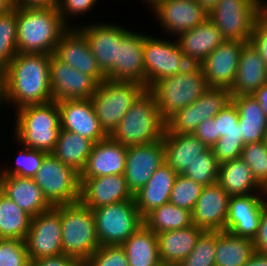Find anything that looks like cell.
<instances>
[{"label": "cell", "mask_w": 267, "mask_h": 266, "mask_svg": "<svg viewBox=\"0 0 267 266\" xmlns=\"http://www.w3.org/2000/svg\"><path fill=\"white\" fill-rule=\"evenodd\" d=\"M50 54L19 53L5 68L8 103L16 109L52 101Z\"/></svg>", "instance_id": "1"}, {"label": "cell", "mask_w": 267, "mask_h": 266, "mask_svg": "<svg viewBox=\"0 0 267 266\" xmlns=\"http://www.w3.org/2000/svg\"><path fill=\"white\" fill-rule=\"evenodd\" d=\"M69 28L55 7H17L18 52L52 55Z\"/></svg>", "instance_id": "2"}, {"label": "cell", "mask_w": 267, "mask_h": 266, "mask_svg": "<svg viewBox=\"0 0 267 266\" xmlns=\"http://www.w3.org/2000/svg\"><path fill=\"white\" fill-rule=\"evenodd\" d=\"M61 129L58 102L21 107L16 112L15 134L24 147L52 153Z\"/></svg>", "instance_id": "3"}, {"label": "cell", "mask_w": 267, "mask_h": 266, "mask_svg": "<svg viewBox=\"0 0 267 266\" xmlns=\"http://www.w3.org/2000/svg\"><path fill=\"white\" fill-rule=\"evenodd\" d=\"M166 133L153 95L146 89L132 104L110 137L125 147L161 140Z\"/></svg>", "instance_id": "4"}, {"label": "cell", "mask_w": 267, "mask_h": 266, "mask_svg": "<svg viewBox=\"0 0 267 266\" xmlns=\"http://www.w3.org/2000/svg\"><path fill=\"white\" fill-rule=\"evenodd\" d=\"M208 87L200 65L190 64L176 75L155 81L147 90L153 95L162 117L167 121L195 102Z\"/></svg>", "instance_id": "5"}, {"label": "cell", "mask_w": 267, "mask_h": 266, "mask_svg": "<svg viewBox=\"0 0 267 266\" xmlns=\"http://www.w3.org/2000/svg\"><path fill=\"white\" fill-rule=\"evenodd\" d=\"M63 254L85 262L101 246L97 237L93 210L80 201L61 205Z\"/></svg>", "instance_id": "6"}, {"label": "cell", "mask_w": 267, "mask_h": 266, "mask_svg": "<svg viewBox=\"0 0 267 266\" xmlns=\"http://www.w3.org/2000/svg\"><path fill=\"white\" fill-rule=\"evenodd\" d=\"M147 88L136 82L105 80L91 96L100 127L107 136L117 128L132 104Z\"/></svg>", "instance_id": "7"}, {"label": "cell", "mask_w": 267, "mask_h": 266, "mask_svg": "<svg viewBox=\"0 0 267 266\" xmlns=\"http://www.w3.org/2000/svg\"><path fill=\"white\" fill-rule=\"evenodd\" d=\"M267 8L263 0H219L208 18L227 41L250 42L257 19Z\"/></svg>", "instance_id": "8"}, {"label": "cell", "mask_w": 267, "mask_h": 266, "mask_svg": "<svg viewBox=\"0 0 267 266\" xmlns=\"http://www.w3.org/2000/svg\"><path fill=\"white\" fill-rule=\"evenodd\" d=\"M45 198L54 207L80 201V173L48 153L33 177Z\"/></svg>", "instance_id": "9"}, {"label": "cell", "mask_w": 267, "mask_h": 266, "mask_svg": "<svg viewBox=\"0 0 267 266\" xmlns=\"http://www.w3.org/2000/svg\"><path fill=\"white\" fill-rule=\"evenodd\" d=\"M92 210L101 246L122 245L144 224L135 200H125Z\"/></svg>", "instance_id": "10"}, {"label": "cell", "mask_w": 267, "mask_h": 266, "mask_svg": "<svg viewBox=\"0 0 267 266\" xmlns=\"http://www.w3.org/2000/svg\"><path fill=\"white\" fill-rule=\"evenodd\" d=\"M176 42L144 35L143 55L147 89L155 81L176 75L190 65L182 53L178 41Z\"/></svg>", "instance_id": "11"}, {"label": "cell", "mask_w": 267, "mask_h": 266, "mask_svg": "<svg viewBox=\"0 0 267 266\" xmlns=\"http://www.w3.org/2000/svg\"><path fill=\"white\" fill-rule=\"evenodd\" d=\"M61 236V205L32 217L30 229L25 238L30 262L62 255Z\"/></svg>", "instance_id": "12"}, {"label": "cell", "mask_w": 267, "mask_h": 266, "mask_svg": "<svg viewBox=\"0 0 267 266\" xmlns=\"http://www.w3.org/2000/svg\"><path fill=\"white\" fill-rule=\"evenodd\" d=\"M165 162L163 140L127 147L125 180L134 195Z\"/></svg>", "instance_id": "13"}, {"label": "cell", "mask_w": 267, "mask_h": 266, "mask_svg": "<svg viewBox=\"0 0 267 266\" xmlns=\"http://www.w3.org/2000/svg\"><path fill=\"white\" fill-rule=\"evenodd\" d=\"M98 83L90 76L60 61L54 54L50 60L52 101L90 99Z\"/></svg>", "instance_id": "14"}, {"label": "cell", "mask_w": 267, "mask_h": 266, "mask_svg": "<svg viewBox=\"0 0 267 266\" xmlns=\"http://www.w3.org/2000/svg\"><path fill=\"white\" fill-rule=\"evenodd\" d=\"M60 61L90 76L98 84L106 80L92 54L85 35L77 28L70 27L60 38L53 53Z\"/></svg>", "instance_id": "15"}, {"label": "cell", "mask_w": 267, "mask_h": 266, "mask_svg": "<svg viewBox=\"0 0 267 266\" xmlns=\"http://www.w3.org/2000/svg\"><path fill=\"white\" fill-rule=\"evenodd\" d=\"M243 44L225 40L199 64L209 87L231 89Z\"/></svg>", "instance_id": "16"}, {"label": "cell", "mask_w": 267, "mask_h": 266, "mask_svg": "<svg viewBox=\"0 0 267 266\" xmlns=\"http://www.w3.org/2000/svg\"><path fill=\"white\" fill-rule=\"evenodd\" d=\"M150 7L162 28L177 36L195 28L209 15L196 0H156Z\"/></svg>", "instance_id": "17"}, {"label": "cell", "mask_w": 267, "mask_h": 266, "mask_svg": "<svg viewBox=\"0 0 267 266\" xmlns=\"http://www.w3.org/2000/svg\"><path fill=\"white\" fill-rule=\"evenodd\" d=\"M144 35L129 31L117 43V65L107 80L136 82L145 86Z\"/></svg>", "instance_id": "18"}, {"label": "cell", "mask_w": 267, "mask_h": 266, "mask_svg": "<svg viewBox=\"0 0 267 266\" xmlns=\"http://www.w3.org/2000/svg\"><path fill=\"white\" fill-rule=\"evenodd\" d=\"M81 179L80 202L91 209L125 200H135L124 174Z\"/></svg>", "instance_id": "19"}, {"label": "cell", "mask_w": 267, "mask_h": 266, "mask_svg": "<svg viewBox=\"0 0 267 266\" xmlns=\"http://www.w3.org/2000/svg\"><path fill=\"white\" fill-rule=\"evenodd\" d=\"M87 38L92 54L101 71L107 76L117 65V43L130 31L113 24L77 27Z\"/></svg>", "instance_id": "20"}, {"label": "cell", "mask_w": 267, "mask_h": 266, "mask_svg": "<svg viewBox=\"0 0 267 266\" xmlns=\"http://www.w3.org/2000/svg\"><path fill=\"white\" fill-rule=\"evenodd\" d=\"M61 129L79 134L93 143L107 137L100 127L90 99L58 101Z\"/></svg>", "instance_id": "21"}, {"label": "cell", "mask_w": 267, "mask_h": 266, "mask_svg": "<svg viewBox=\"0 0 267 266\" xmlns=\"http://www.w3.org/2000/svg\"><path fill=\"white\" fill-rule=\"evenodd\" d=\"M229 197L218 182L203 186L192 211L193 225L206 231L225 230Z\"/></svg>", "instance_id": "22"}, {"label": "cell", "mask_w": 267, "mask_h": 266, "mask_svg": "<svg viewBox=\"0 0 267 266\" xmlns=\"http://www.w3.org/2000/svg\"><path fill=\"white\" fill-rule=\"evenodd\" d=\"M260 195L230 196L225 230L234 235L254 239L258 233L260 217L266 205Z\"/></svg>", "instance_id": "23"}, {"label": "cell", "mask_w": 267, "mask_h": 266, "mask_svg": "<svg viewBox=\"0 0 267 266\" xmlns=\"http://www.w3.org/2000/svg\"><path fill=\"white\" fill-rule=\"evenodd\" d=\"M238 120L239 114L233 101L214 117L217 134L220 135V138L212 150L220 164L241 156L245 144Z\"/></svg>", "instance_id": "24"}, {"label": "cell", "mask_w": 267, "mask_h": 266, "mask_svg": "<svg viewBox=\"0 0 267 266\" xmlns=\"http://www.w3.org/2000/svg\"><path fill=\"white\" fill-rule=\"evenodd\" d=\"M127 147L110 136L93 144L80 178L124 174Z\"/></svg>", "instance_id": "25"}, {"label": "cell", "mask_w": 267, "mask_h": 266, "mask_svg": "<svg viewBox=\"0 0 267 266\" xmlns=\"http://www.w3.org/2000/svg\"><path fill=\"white\" fill-rule=\"evenodd\" d=\"M267 83V66L251 42L244 43L235 81L229 90L232 96L253 95Z\"/></svg>", "instance_id": "26"}, {"label": "cell", "mask_w": 267, "mask_h": 266, "mask_svg": "<svg viewBox=\"0 0 267 266\" xmlns=\"http://www.w3.org/2000/svg\"><path fill=\"white\" fill-rule=\"evenodd\" d=\"M178 37V44L187 61L198 65L225 41L220 30L209 18Z\"/></svg>", "instance_id": "27"}, {"label": "cell", "mask_w": 267, "mask_h": 266, "mask_svg": "<svg viewBox=\"0 0 267 266\" xmlns=\"http://www.w3.org/2000/svg\"><path fill=\"white\" fill-rule=\"evenodd\" d=\"M1 191L32 217L53 207L33 178L1 176Z\"/></svg>", "instance_id": "28"}, {"label": "cell", "mask_w": 267, "mask_h": 266, "mask_svg": "<svg viewBox=\"0 0 267 266\" xmlns=\"http://www.w3.org/2000/svg\"><path fill=\"white\" fill-rule=\"evenodd\" d=\"M177 173L164 162L149 181L134 194L136 207L144 218L153 209L169 203L171 190Z\"/></svg>", "instance_id": "29"}, {"label": "cell", "mask_w": 267, "mask_h": 266, "mask_svg": "<svg viewBox=\"0 0 267 266\" xmlns=\"http://www.w3.org/2000/svg\"><path fill=\"white\" fill-rule=\"evenodd\" d=\"M165 162L178 174L185 170L209 147L194 134L165 133L162 138Z\"/></svg>", "instance_id": "30"}, {"label": "cell", "mask_w": 267, "mask_h": 266, "mask_svg": "<svg viewBox=\"0 0 267 266\" xmlns=\"http://www.w3.org/2000/svg\"><path fill=\"white\" fill-rule=\"evenodd\" d=\"M203 231V229L191 225L183 229L157 234L160 261L177 266L192 251Z\"/></svg>", "instance_id": "31"}, {"label": "cell", "mask_w": 267, "mask_h": 266, "mask_svg": "<svg viewBox=\"0 0 267 266\" xmlns=\"http://www.w3.org/2000/svg\"><path fill=\"white\" fill-rule=\"evenodd\" d=\"M239 114L238 123L244 144L265 140L267 116L253 95L232 96Z\"/></svg>", "instance_id": "32"}, {"label": "cell", "mask_w": 267, "mask_h": 266, "mask_svg": "<svg viewBox=\"0 0 267 266\" xmlns=\"http://www.w3.org/2000/svg\"><path fill=\"white\" fill-rule=\"evenodd\" d=\"M254 252L252 239L215 231V266H243Z\"/></svg>", "instance_id": "33"}, {"label": "cell", "mask_w": 267, "mask_h": 266, "mask_svg": "<svg viewBox=\"0 0 267 266\" xmlns=\"http://www.w3.org/2000/svg\"><path fill=\"white\" fill-rule=\"evenodd\" d=\"M129 266H157L159 258L157 234L141 225L123 244Z\"/></svg>", "instance_id": "34"}, {"label": "cell", "mask_w": 267, "mask_h": 266, "mask_svg": "<svg viewBox=\"0 0 267 266\" xmlns=\"http://www.w3.org/2000/svg\"><path fill=\"white\" fill-rule=\"evenodd\" d=\"M218 183L229 196L257 194L253 193L256 190L264 196L263 189L256 183L249 166L241 158L220 164Z\"/></svg>", "instance_id": "35"}, {"label": "cell", "mask_w": 267, "mask_h": 266, "mask_svg": "<svg viewBox=\"0 0 267 266\" xmlns=\"http://www.w3.org/2000/svg\"><path fill=\"white\" fill-rule=\"evenodd\" d=\"M93 144L91 140L79 134L60 129L52 154L65 165L81 173L87 163Z\"/></svg>", "instance_id": "36"}, {"label": "cell", "mask_w": 267, "mask_h": 266, "mask_svg": "<svg viewBox=\"0 0 267 266\" xmlns=\"http://www.w3.org/2000/svg\"><path fill=\"white\" fill-rule=\"evenodd\" d=\"M32 216L0 190V238L25 240Z\"/></svg>", "instance_id": "37"}, {"label": "cell", "mask_w": 267, "mask_h": 266, "mask_svg": "<svg viewBox=\"0 0 267 266\" xmlns=\"http://www.w3.org/2000/svg\"><path fill=\"white\" fill-rule=\"evenodd\" d=\"M143 220L144 224L155 234L193 225L192 212L171 203L153 209Z\"/></svg>", "instance_id": "38"}, {"label": "cell", "mask_w": 267, "mask_h": 266, "mask_svg": "<svg viewBox=\"0 0 267 266\" xmlns=\"http://www.w3.org/2000/svg\"><path fill=\"white\" fill-rule=\"evenodd\" d=\"M17 54V7H13L0 15V67L6 68Z\"/></svg>", "instance_id": "39"}, {"label": "cell", "mask_w": 267, "mask_h": 266, "mask_svg": "<svg viewBox=\"0 0 267 266\" xmlns=\"http://www.w3.org/2000/svg\"><path fill=\"white\" fill-rule=\"evenodd\" d=\"M220 163L214 156L212 148H208L182 174L202 186L218 182Z\"/></svg>", "instance_id": "40"}, {"label": "cell", "mask_w": 267, "mask_h": 266, "mask_svg": "<svg viewBox=\"0 0 267 266\" xmlns=\"http://www.w3.org/2000/svg\"><path fill=\"white\" fill-rule=\"evenodd\" d=\"M240 158L249 166L256 183L267 185V141L245 144Z\"/></svg>", "instance_id": "41"}, {"label": "cell", "mask_w": 267, "mask_h": 266, "mask_svg": "<svg viewBox=\"0 0 267 266\" xmlns=\"http://www.w3.org/2000/svg\"><path fill=\"white\" fill-rule=\"evenodd\" d=\"M231 101L232 95L228 89L208 87L194 102L197 106L198 125L205 119L215 117Z\"/></svg>", "instance_id": "42"}, {"label": "cell", "mask_w": 267, "mask_h": 266, "mask_svg": "<svg viewBox=\"0 0 267 266\" xmlns=\"http://www.w3.org/2000/svg\"><path fill=\"white\" fill-rule=\"evenodd\" d=\"M202 188L203 186L194 180L184 175H177L171 190L169 203L192 212Z\"/></svg>", "instance_id": "43"}, {"label": "cell", "mask_w": 267, "mask_h": 266, "mask_svg": "<svg viewBox=\"0 0 267 266\" xmlns=\"http://www.w3.org/2000/svg\"><path fill=\"white\" fill-rule=\"evenodd\" d=\"M177 266H215V231L204 230L192 251Z\"/></svg>", "instance_id": "44"}, {"label": "cell", "mask_w": 267, "mask_h": 266, "mask_svg": "<svg viewBox=\"0 0 267 266\" xmlns=\"http://www.w3.org/2000/svg\"><path fill=\"white\" fill-rule=\"evenodd\" d=\"M15 158V165L9 169L1 170V176H20L33 178L41 166L44 157L48 154L41 150L24 147Z\"/></svg>", "instance_id": "45"}, {"label": "cell", "mask_w": 267, "mask_h": 266, "mask_svg": "<svg viewBox=\"0 0 267 266\" xmlns=\"http://www.w3.org/2000/svg\"><path fill=\"white\" fill-rule=\"evenodd\" d=\"M0 266H31L25 240L0 238Z\"/></svg>", "instance_id": "46"}, {"label": "cell", "mask_w": 267, "mask_h": 266, "mask_svg": "<svg viewBox=\"0 0 267 266\" xmlns=\"http://www.w3.org/2000/svg\"><path fill=\"white\" fill-rule=\"evenodd\" d=\"M197 127L198 114L194 102L166 121V133L193 134Z\"/></svg>", "instance_id": "47"}, {"label": "cell", "mask_w": 267, "mask_h": 266, "mask_svg": "<svg viewBox=\"0 0 267 266\" xmlns=\"http://www.w3.org/2000/svg\"><path fill=\"white\" fill-rule=\"evenodd\" d=\"M86 266H129L122 245L100 246L86 261Z\"/></svg>", "instance_id": "48"}, {"label": "cell", "mask_w": 267, "mask_h": 266, "mask_svg": "<svg viewBox=\"0 0 267 266\" xmlns=\"http://www.w3.org/2000/svg\"><path fill=\"white\" fill-rule=\"evenodd\" d=\"M250 42L257 49L267 66V8L257 19Z\"/></svg>", "instance_id": "49"}, {"label": "cell", "mask_w": 267, "mask_h": 266, "mask_svg": "<svg viewBox=\"0 0 267 266\" xmlns=\"http://www.w3.org/2000/svg\"><path fill=\"white\" fill-rule=\"evenodd\" d=\"M97 1L98 0H61L57 9L60 12L64 22L67 24L68 22L66 21L69 18L68 15H83L85 12L91 10Z\"/></svg>", "instance_id": "50"}, {"label": "cell", "mask_w": 267, "mask_h": 266, "mask_svg": "<svg viewBox=\"0 0 267 266\" xmlns=\"http://www.w3.org/2000/svg\"><path fill=\"white\" fill-rule=\"evenodd\" d=\"M193 134L209 148H212L220 138V135L217 134L214 117L205 119L198 125Z\"/></svg>", "instance_id": "51"}, {"label": "cell", "mask_w": 267, "mask_h": 266, "mask_svg": "<svg viewBox=\"0 0 267 266\" xmlns=\"http://www.w3.org/2000/svg\"><path fill=\"white\" fill-rule=\"evenodd\" d=\"M31 266H86V262L84 260L62 254L55 257L36 259L31 261Z\"/></svg>", "instance_id": "52"}, {"label": "cell", "mask_w": 267, "mask_h": 266, "mask_svg": "<svg viewBox=\"0 0 267 266\" xmlns=\"http://www.w3.org/2000/svg\"><path fill=\"white\" fill-rule=\"evenodd\" d=\"M253 244L256 252L267 254V204L263 208L258 233L253 239Z\"/></svg>", "instance_id": "53"}, {"label": "cell", "mask_w": 267, "mask_h": 266, "mask_svg": "<svg viewBox=\"0 0 267 266\" xmlns=\"http://www.w3.org/2000/svg\"><path fill=\"white\" fill-rule=\"evenodd\" d=\"M61 0H13V7H55L57 8Z\"/></svg>", "instance_id": "54"}, {"label": "cell", "mask_w": 267, "mask_h": 266, "mask_svg": "<svg viewBox=\"0 0 267 266\" xmlns=\"http://www.w3.org/2000/svg\"><path fill=\"white\" fill-rule=\"evenodd\" d=\"M8 101L7 73L6 69L0 67V105ZM1 108V106H0Z\"/></svg>", "instance_id": "55"}, {"label": "cell", "mask_w": 267, "mask_h": 266, "mask_svg": "<svg viewBox=\"0 0 267 266\" xmlns=\"http://www.w3.org/2000/svg\"><path fill=\"white\" fill-rule=\"evenodd\" d=\"M253 97L261 105L262 110L267 116V83L262 85L254 94Z\"/></svg>", "instance_id": "56"}, {"label": "cell", "mask_w": 267, "mask_h": 266, "mask_svg": "<svg viewBox=\"0 0 267 266\" xmlns=\"http://www.w3.org/2000/svg\"><path fill=\"white\" fill-rule=\"evenodd\" d=\"M243 266H267V254L255 251Z\"/></svg>", "instance_id": "57"}, {"label": "cell", "mask_w": 267, "mask_h": 266, "mask_svg": "<svg viewBox=\"0 0 267 266\" xmlns=\"http://www.w3.org/2000/svg\"><path fill=\"white\" fill-rule=\"evenodd\" d=\"M200 6L206 11L210 12L219 0H196Z\"/></svg>", "instance_id": "58"}, {"label": "cell", "mask_w": 267, "mask_h": 266, "mask_svg": "<svg viewBox=\"0 0 267 266\" xmlns=\"http://www.w3.org/2000/svg\"><path fill=\"white\" fill-rule=\"evenodd\" d=\"M13 8V0H0V15L7 13Z\"/></svg>", "instance_id": "59"}, {"label": "cell", "mask_w": 267, "mask_h": 266, "mask_svg": "<svg viewBox=\"0 0 267 266\" xmlns=\"http://www.w3.org/2000/svg\"><path fill=\"white\" fill-rule=\"evenodd\" d=\"M157 266H175V265L160 262Z\"/></svg>", "instance_id": "60"}, {"label": "cell", "mask_w": 267, "mask_h": 266, "mask_svg": "<svg viewBox=\"0 0 267 266\" xmlns=\"http://www.w3.org/2000/svg\"><path fill=\"white\" fill-rule=\"evenodd\" d=\"M263 194H265V199H266V194H267V185L263 188ZM267 204V200L265 201Z\"/></svg>", "instance_id": "61"}, {"label": "cell", "mask_w": 267, "mask_h": 266, "mask_svg": "<svg viewBox=\"0 0 267 266\" xmlns=\"http://www.w3.org/2000/svg\"><path fill=\"white\" fill-rule=\"evenodd\" d=\"M156 0H145V2L147 3L148 2V5H152Z\"/></svg>", "instance_id": "62"}, {"label": "cell", "mask_w": 267, "mask_h": 266, "mask_svg": "<svg viewBox=\"0 0 267 266\" xmlns=\"http://www.w3.org/2000/svg\"><path fill=\"white\" fill-rule=\"evenodd\" d=\"M1 175H2V173L0 171V190H1Z\"/></svg>", "instance_id": "63"}]
</instances>
